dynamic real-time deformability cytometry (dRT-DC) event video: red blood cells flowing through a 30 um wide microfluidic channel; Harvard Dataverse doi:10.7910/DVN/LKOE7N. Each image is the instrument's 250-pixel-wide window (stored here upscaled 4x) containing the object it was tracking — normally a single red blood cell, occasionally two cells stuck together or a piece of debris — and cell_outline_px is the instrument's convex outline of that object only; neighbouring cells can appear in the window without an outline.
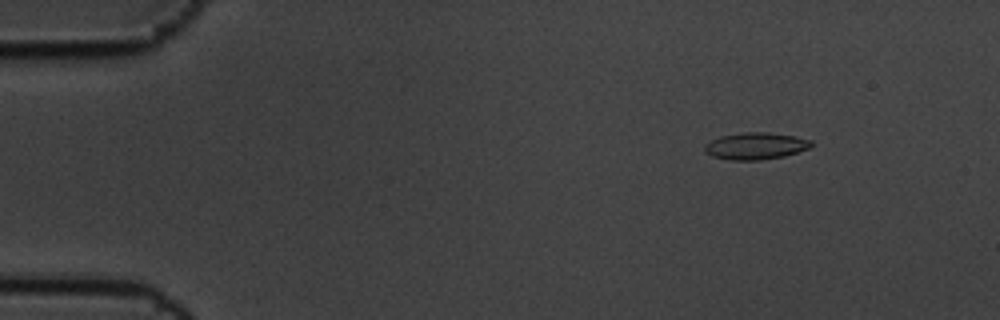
{"species": "common noctule bat (a hibernating species)", "species_latin": "Nyctalus noctula", "temperature_condition": "cold", "stored_images_in_passage": 5, "camera_frame_rate_fps": 3000, "um_per_image_px": 0.085, "animal": {"sex": "male", "body_mass_g": 19.5, "forearm_length_mm": 54.6}, "frame": {"image": 1, "passage_image": 3, "time_ms": 0.667, "image_size_px": [1000, 320], "cell_outline_px": [[812, 144], [808, 148], [784, 156], [760, 160], [732, 160], [712, 156], [704, 152], [704, 144], [720, 136], [744, 132], [768, 132], [792, 136], [812, 140]], "centroid_in_image_um": [64.18, 12.41], "position_along_channel_um": 20.8, "area_um2": 16.59}}